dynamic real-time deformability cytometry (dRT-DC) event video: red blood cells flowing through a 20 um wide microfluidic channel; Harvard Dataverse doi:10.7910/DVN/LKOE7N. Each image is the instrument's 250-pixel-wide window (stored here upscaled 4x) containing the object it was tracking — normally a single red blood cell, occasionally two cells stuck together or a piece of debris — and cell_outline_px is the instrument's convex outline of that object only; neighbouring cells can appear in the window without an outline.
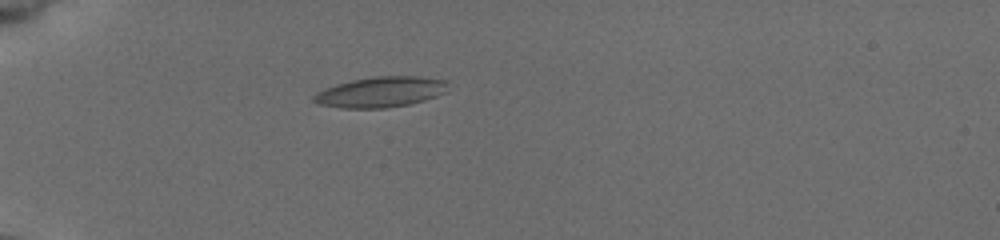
{"species": "common noctule bat (a hibernating species)", "species_latin": "Nyctalus noctula", "temperature_condition": "cold", "stored_images_in_passage": 39, "camera_frame_rate_fps": 3000, "um_per_image_px": 0.085, "animal": {"sex": "female", "body_mass_g": 19.5, "forearm_length_mm": 54.1}, "frame": {"image": 1, "passage_image": 2, "time_ms": 0.333, "image_size_px": [1000, 240], "cell_outline_px": [[448, 92], [424, 100], [408, 104], [384, 108], [340, 108], [320, 104], [312, 100], [312, 96], [316, 92], [336, 84], [352, 80], [376, 76], [416, 76], [448, 80]], "centroid_in_image_um": [32.38, 7.81], "position_along_channel_um": 52.6, "area_um2": 23.93}}
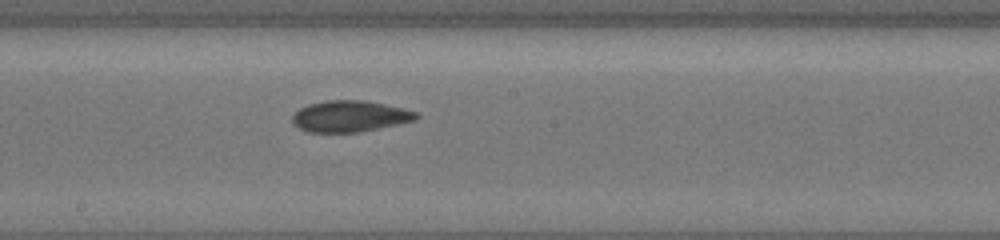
{"frame": {"image": 2, "passage_image": 17, "time_ms": 5.333, "image_size_px": [1000, 240], "cell_outline_px": [[420, 116], [416, 120], [356, 132], [308, 132], [292, 124], [292, 116], [300, 108], [308, 104], [328, 100], [364, 100], [404, 108], [416, 112]], "centroid_in_image_um": [29.72, 9.87], "position_along_channel_um": 218.5, "area_um2": 22.37}}
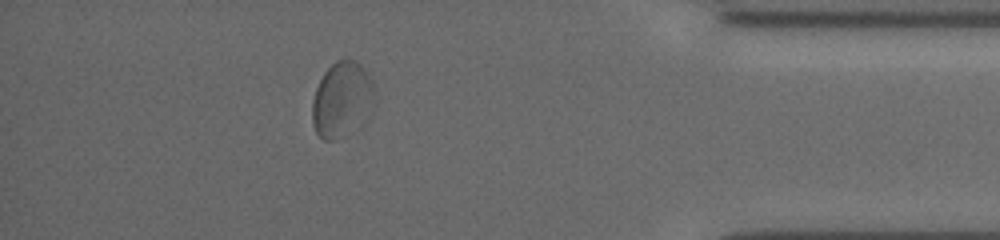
{"frame": {"image": 3, "passage_image": 34, "time_ms": 11.0, "image_size_px": [1000, 240], "cell_outline_px": [[372, 92], [344, 136], [336, 140], [324, 140], [316, 132], [312, 120], [312, 100], [316, 88], [324, 72], [336, 60], [348, 56], [356, 60], [360, 64], [372, 80]], "centroid_in_image_um": [28.89, 8.32], "position_along_channel_um": 406.3, "area_um2": 25.2}, "authors_computed_cell_mechanics": {"area_um2": 23.0044, "velocity_mm_per_s": 3.8425, "shape_relaxation_time_tau1_ms": 5.5414, "shape_relaxation_time_tau2_ms": 1.9114, "deformation_change_tau1": 0.1063, "deformation_change_tau2": 0.0663}}